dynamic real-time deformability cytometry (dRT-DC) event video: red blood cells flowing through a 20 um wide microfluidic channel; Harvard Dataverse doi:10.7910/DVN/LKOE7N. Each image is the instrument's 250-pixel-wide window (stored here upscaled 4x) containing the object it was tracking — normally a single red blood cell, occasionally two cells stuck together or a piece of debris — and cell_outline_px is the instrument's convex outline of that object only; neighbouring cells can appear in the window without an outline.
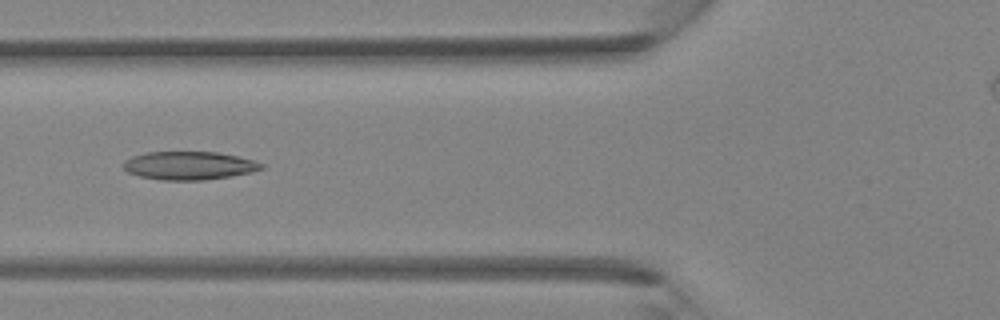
{"species": "Egyptian fruit bat (a non-hibernating species)", "species_latin": "Rousettus aegyptiacus", "temperature_condition": "room temperature", "stored_images_in_passage": 38, "camera_frame_rate_fps": 3000, "um_per_image_px": 0.085, "animal": {"sex": "female"}, "frame": {"image": 1, "passage_image": 12, "time_ms": 3.667, "image_size_px": [1000, 320], "cell_outline_px": [[264, 168], [252, 172], [232, 176], [204, 180], [160, 180], [140, 176], [128, 172], [124, 168], [124, 160], [132, 156], [144, 152], [216, 152], [236, 156], [252, 160], [264, 164]], "centroid_in_image_um": [16.07, 14.08], "position_along_channel_um": 109.7, "area_um2": 22.72}}
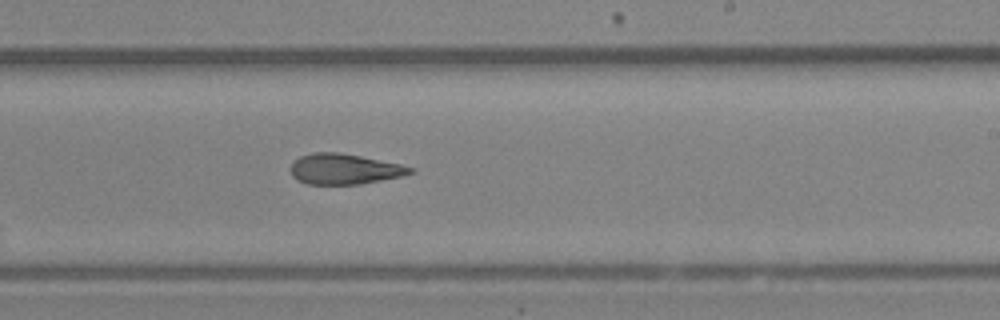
{"frame": {"image": 2, "passage_image": 21, "time_ms": 6.667, "image_size_px": [1000, 320], "cell_outline_px": [[416, 172], [404, 176], [360, 184], [308, 184], [296, 180], [292, 176], [292, 164], [300, 156], [312, 152], [340, 152], [400, 164], [416, 168]], "centroid_in_image_um": [29.32, 14.37], "position_along_channel_um": 259.7, "area_um2": 21.33}}
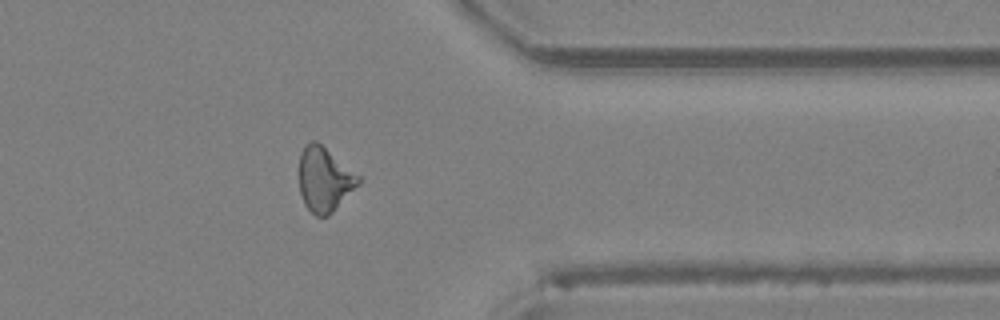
{"frame": {"image": 3, "passage_image": 29, "time_ms": 9.333, "image_size_px": [1000, 320], "cell_outline_px": [[360, 184], [328, 216], [316, 216], [304, 204], [300, 192], [300, 152], [304, 144], [312, 140], [316, 140], [360, 176]], "centroid_in_image_um": [27.57, 15.23], "position_along_channel_um": 383.8, "area_um2": 22.14}}